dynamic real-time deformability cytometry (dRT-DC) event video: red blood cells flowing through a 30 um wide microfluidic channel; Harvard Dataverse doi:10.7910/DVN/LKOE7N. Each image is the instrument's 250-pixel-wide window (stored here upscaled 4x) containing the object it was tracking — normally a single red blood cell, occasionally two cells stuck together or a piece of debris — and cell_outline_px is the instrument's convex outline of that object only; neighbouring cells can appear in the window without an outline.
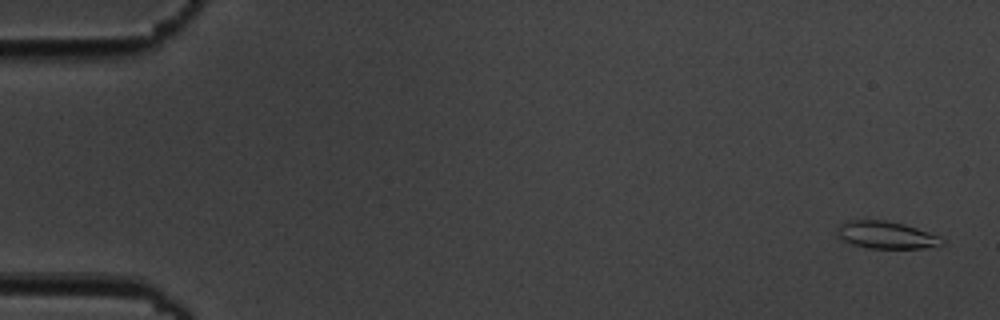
{"species": "common noctule bat (a hibernating species)", "species_latin": "Nyctalus noctula", "temperature_condition": "cold", "stored_images_in_passage": 8, "camera_frame_rate_fps": 3000, "um_per_image_px": 0.085, "animal": {"sex": "male", "body_mass_g": 19.5, "forearm_length_mm": 54.6}, "frame": {"image": 1, "passage_image": 1, "time_ms": 0.0, "image_size_px": [1000, 320], "cell_outline_px": [[944, 244], [920, 248], [868, 248], [852, 244], [836, 236], [836, 228], [840, 224], [848, 220], [884, 220], [904, 224], [940, 236], [944, 240]], "centroid_in_image_um": [75.28, 19.97], "position_along_channel_um": 9.7, "area_um2": 16.65}}
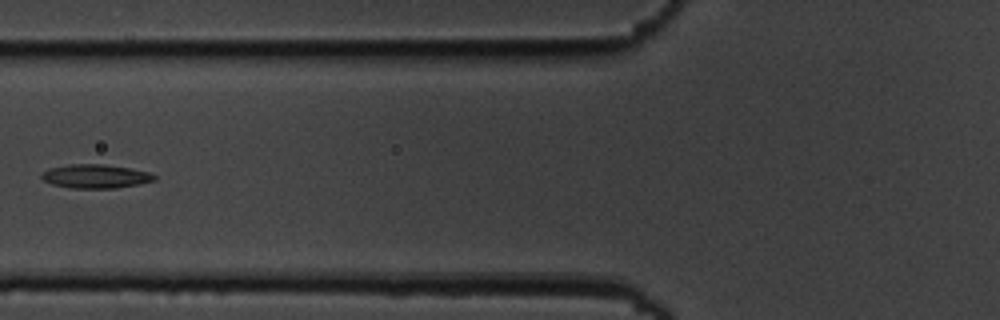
{"frame": {"image": 2, "passage_image": 7, "time_ms": 7.0, "image_size_px": [1000, 320], "cell_outline_px": [[156, 180], [116, 188], [72, 188], [52, 184], [44, 180], [40, 176], [48, 168], [68, 164], [104, 164], [128, 168], [148, 172], [156, 176]], "centroid_in_image_um": [8.09, 14.98], "position_along_channel_um": 117.7, "area_um2": 15.49}}
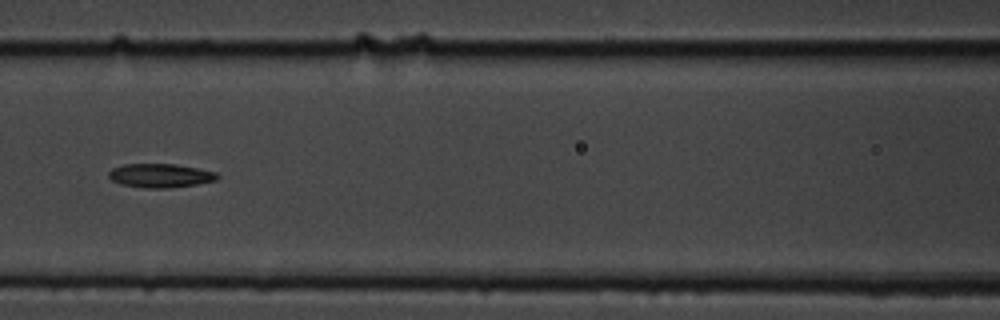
{"frame": {"image": 3, "passage_image": 8, "time_ms": 8.0, "image_size_px": [1000, 320], "cell_outline_px": [[220, 176], [216, 180], [196, 184], [168, 188], [144, 188], [120, 184], [112, 180], [108, 176], [108, 172], [112, 168], [124, 164], [176, 164], [216, 172]], "centroid_in_image_um": [13.6, 14.92], "position_along_channel_um": 153.0, "area_um2": 15.09}}